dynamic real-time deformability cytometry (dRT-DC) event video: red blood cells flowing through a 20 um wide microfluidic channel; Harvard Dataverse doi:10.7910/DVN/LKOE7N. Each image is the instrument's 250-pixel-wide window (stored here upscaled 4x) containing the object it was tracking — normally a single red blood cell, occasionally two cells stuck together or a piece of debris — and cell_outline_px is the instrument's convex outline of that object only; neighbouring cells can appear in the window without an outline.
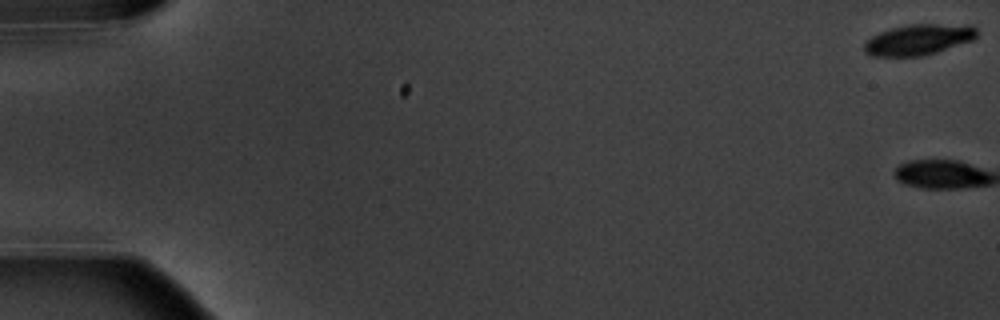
{"species": "common noctule bat (a hibernating species)", "species_latin": "Nyctalus noctula", "temperature_condition": "warm", "stored_images_in_passage": 6, "camera_frame_rate_fps": 3000, "um_per_image_px": 0.085, "animal": {"sex": "male", "body_mass_g": 20.1, "forearm_length_mm": 53.5}, "frame": {"image": 1, "passage_image": 1, "time_ms": 0.0, "image_size_px": [1000, 320], "cell_outline_px": [[976, 36], [972, 40], [924, 56], [872, 56], [864, 52], [864, 40], [880, 32], [892, 28], [908, 24], [972, 24], [976, 28]], "centroid_in_image_um": [78.06, 3.36], "position_along_channel_um": 6.9, "area_um2": 20.29}}